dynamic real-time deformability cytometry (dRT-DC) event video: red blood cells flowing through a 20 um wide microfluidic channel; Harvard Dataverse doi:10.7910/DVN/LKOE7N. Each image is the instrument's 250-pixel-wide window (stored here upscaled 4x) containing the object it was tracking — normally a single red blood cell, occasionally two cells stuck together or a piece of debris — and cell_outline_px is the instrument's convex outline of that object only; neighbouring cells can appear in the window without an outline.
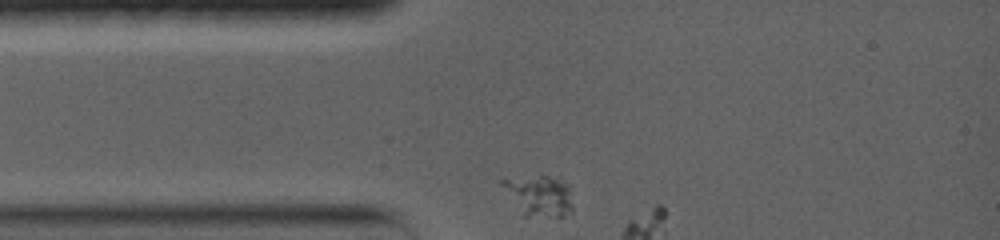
{"species": "common noctule bat (a hibernating species)", "species_latin": "Nyctalus noctula", "temperature_condition": "warm", "stored_images_in_passage": 3, "camera_frame_rate_fps": 5000, "um_per_image_px": 0.085, "animal": {"sex": "female", "body_mass_g": 19.0, "forearm_length_mm": 56.7}, "frame": {"image": 1, "passage_image": 1, "time_ms": 0.0, "image_size_px": [1000, 240], "cell_outline_px": [[572, 212], [560, 216], [524, 216], [500, 184], [500, 180], [540, 176], [548, 176], [568, 184], [572, 208]], "centroid_in_image_um": [45.83, 16.64], "position_along_channel_um": 39.2, "area_um2": 16.13}}